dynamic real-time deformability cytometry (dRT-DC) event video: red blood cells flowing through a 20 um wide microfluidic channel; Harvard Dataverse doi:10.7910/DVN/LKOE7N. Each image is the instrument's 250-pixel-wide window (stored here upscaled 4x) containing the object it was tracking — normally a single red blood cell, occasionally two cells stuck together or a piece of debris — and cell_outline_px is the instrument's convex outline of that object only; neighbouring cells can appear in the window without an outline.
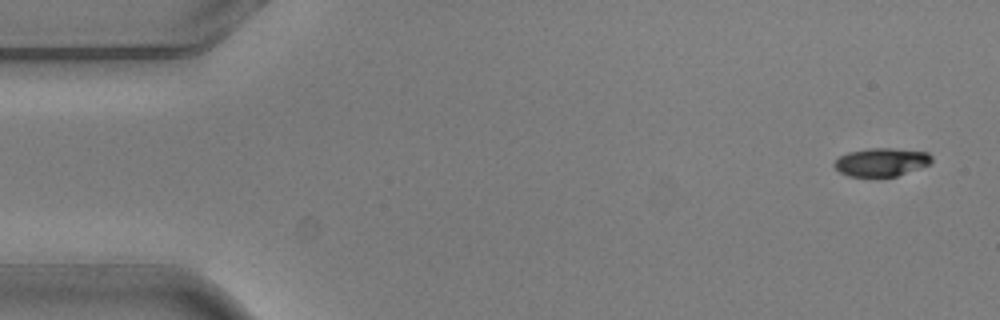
{"species": "common noctule bat (a hibernating species)", "species_latin": "Nyctalus noctula", "temperature_condition": "warm", "stored_images_in_passage": 5, "camera_frame_rate_fps": 3000, "um_per_image_px": 0.085, "animal": {"sex": "male", "body_mass_g": 20.5, "forearm_length_mm": 52.5}, "frame": {"image": 1, "passage_image": 1, "time_ms": 0.0, "image_size_px": [1000, 320], "cell_outline_px": [[932, 164], [896, 176], [848, 176], [840, 172], [832, 164], [840, 156], [848, 152], [868, 148], [892, 148], [928, 152], [932, 156]], "centroid_in_image_um": [74.94, 13.77], "position_along_channel_um": 10.1, "area_um2": 16.07}}
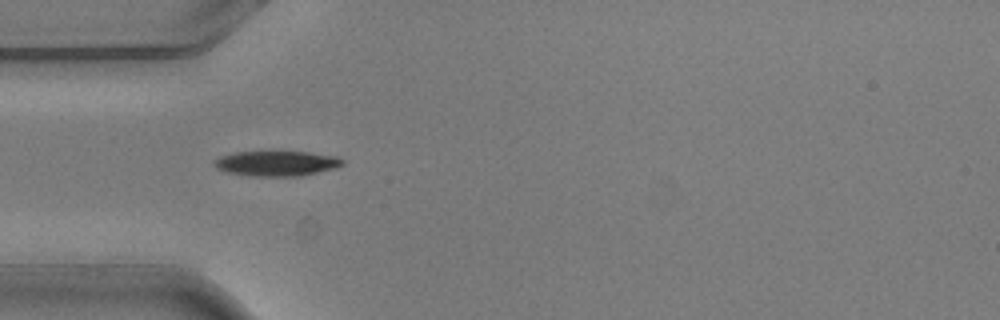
{"frame": {"image": 2, "passage_image": 4, "time_ms": 1.0, "image_size_px": [1000, 320], "cell_outline_px": [[344, 164], [336, 168], [304, 176], [252, 176], [228, 172], [216, 168], [212, 164], [212, 160], [220, 156], [236, 152], [272, 148], [308, 152], [336, 156], [344, 160]], "centroid_in_image_um": [23.5, 13.84], "position_along_channel_um": 61.5, "area_um2": 19.94}}